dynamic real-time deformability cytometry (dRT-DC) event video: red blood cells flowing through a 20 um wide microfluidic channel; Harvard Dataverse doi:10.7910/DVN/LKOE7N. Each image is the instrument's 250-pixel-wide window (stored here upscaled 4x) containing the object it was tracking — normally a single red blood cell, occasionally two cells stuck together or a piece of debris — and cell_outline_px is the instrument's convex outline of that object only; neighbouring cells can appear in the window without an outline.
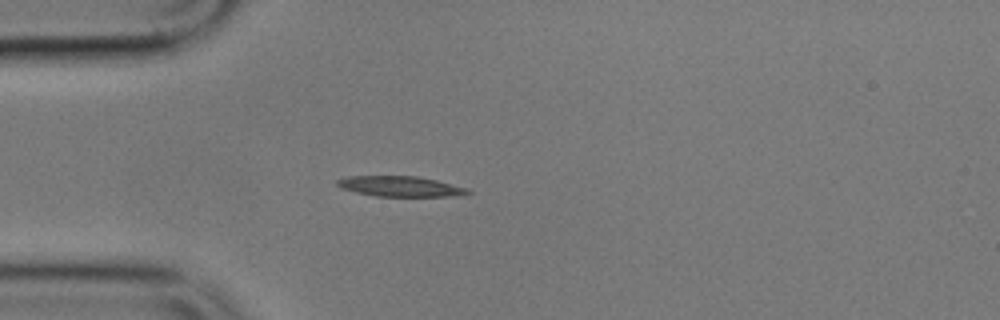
{"species": "common noctule bat (a hibernating species)", "species_latin": "Nyctalus noctula", "temperature_condition": "cold", "stored_images_in_passage": 4, "camera_frame_rate_fps": 3000, "um_per_image_px": 0.085, "animal": {"sex": "male", "body_mass_g": 17.9}, "frame": {"image": 1, "passage_image": 4, "time_ms": 4.0, "image_size_px": [1000, 320], "cell_outline_px": [[472, 192], [452, 196], [376, 196], [356, 192], [340, 188], [336, 184], [336, 180], [348, 176], [416, 176], [436, 180], [468, 188]], "centroid_in_image_um": [33.99, 15.83], "position_along_channel_um": 51.0, "area_um2": 15.37}}